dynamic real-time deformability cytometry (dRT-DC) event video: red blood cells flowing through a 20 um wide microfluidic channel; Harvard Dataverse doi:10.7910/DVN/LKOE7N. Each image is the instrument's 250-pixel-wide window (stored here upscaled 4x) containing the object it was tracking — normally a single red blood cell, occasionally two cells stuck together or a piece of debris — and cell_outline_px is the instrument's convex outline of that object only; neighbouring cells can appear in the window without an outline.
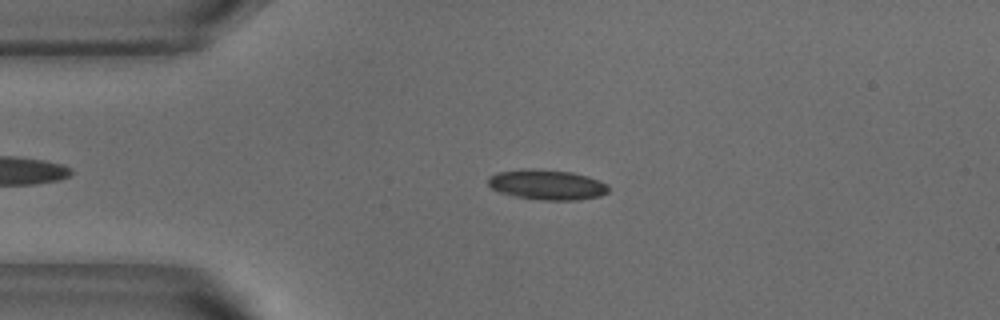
{"species": "common noctule bat (a hibernating species)", "species_latin": "Nyctalus noctula", "temperature_condition": "warm", "stored_images_in_passage": 43, "camera_frame_rate_fps": 3000, "um_per_image_px": 0.085, "animal": {"sex": "male", "body_mass_g": 18.8}, "frame": {"image": 1, "passage_image": 8, "time_ms": 2.333, "image_size_px": [1000, 320], "cell_outline_px": [[608, 192], [600, 196], [576, 200], [544, 200], [512, 196], [500, 192], [492, 188], [488, 184], [488, 176], [496, 172], [572, 172], [588, 176], [600, 180], [608, 184]], "centroid_in_image_um": [46.56, 15.76], "position_along_channel_um": 38.4, "area_um2": 20.17}}
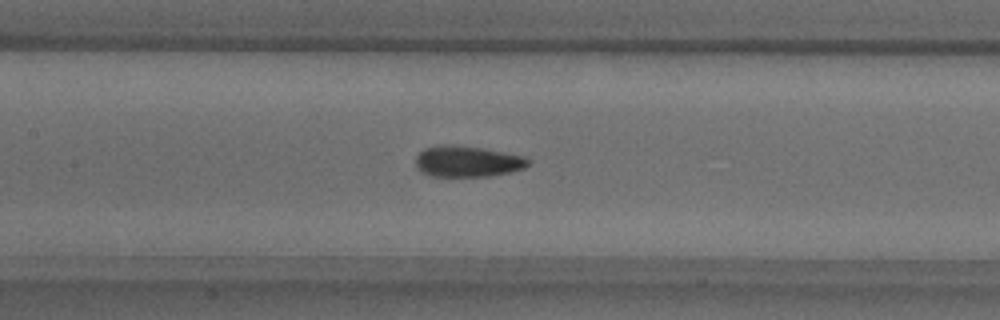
{"frame": {"image": 2, "passage_image": 20, "time_ms": 6.333, "image_size_px": [1000, 320], "cell_outline_px": [[532, 160], [524, 168], [508, 172], [488, 176], [432, 176], [420, 172], [416, 168], [416, 156], [424, 148], [440, 144], [484, 148], [524, 156]], "centroid_in_image_um": [39.71, 13.72], "position_along_channel_um": 167.7, "area_um2": 20.35}}
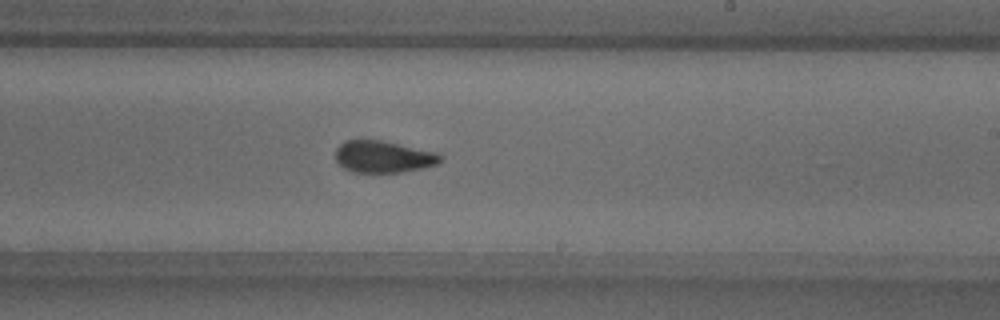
{"frame": {"image": 3, "passage_image": 27, "time_ms": 8.667, "image_size_px": [1000, 320], "cell_outline_px": [[444, 160], [440, 164], [424, 168], [400, 172], [352, 172], [344, 168], [336, 160], [336, 148], [344, 140], [380, 140], [436, 152], [444, 156]], "centroid_in_image_um": [32.63, 13.33], "position_along_channel_um": 256.4, "area_um2": 19.59}, "authors_computed_cell_mechanics": {"area_um2": 20.4034, "velocity_mm_per_s": 3.8207, "shape_relaxation_time_tau1_ms": 7.3241, "shape_relaxation_time_tau2_ms": 1.7129, "deformation_change_tau1": 0.1758, "deformation_change_tau2": 0.0816}}